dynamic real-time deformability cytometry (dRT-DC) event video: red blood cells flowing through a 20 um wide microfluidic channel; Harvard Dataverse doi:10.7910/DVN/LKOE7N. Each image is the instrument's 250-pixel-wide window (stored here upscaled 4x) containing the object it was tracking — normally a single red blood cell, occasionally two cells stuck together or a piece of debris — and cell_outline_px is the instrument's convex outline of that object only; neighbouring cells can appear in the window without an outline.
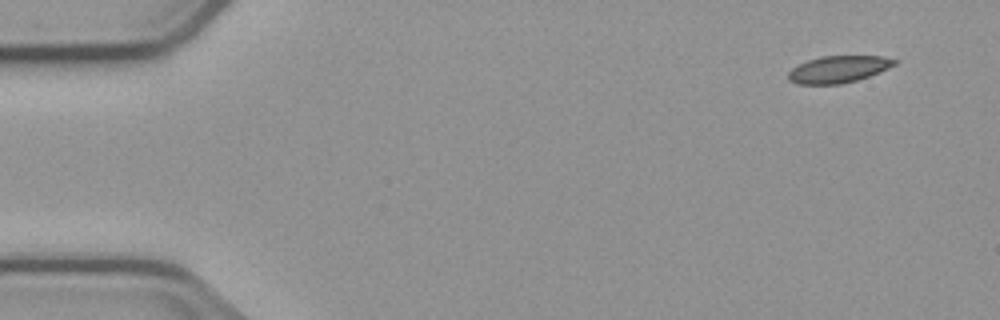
{"species": "common noctule bat (a hibernating species)", "species_latin": "Nyctalus noctula", "temperature_condition": "cold", "stored_images_in_passage": 4, "segment_of_instrument_passage": [1, 2], "camera_frame_rate_fps": 3000, "um_per_image_px": 0.085, "animal": {"sex": "male", "body_mass_g": 23.1, "forearm_length_mm": 52.7}, "frame": {"image": 1, "passage_image": 1, "time_ms": 0.0, "image_size_px": [1000, 320], "cell_outline_px": [[900, 60], [896, 64], [880, 72], [856, 80], [840, 84], [796, 84], [788, 80], [788, 72], [792, 68], [808, 60], [820, 56], [884, 56]], "centroid_in_image_um": [71.28, 5.88], "position_along_channel_um": 13.7, "area_um2": 16.7}}